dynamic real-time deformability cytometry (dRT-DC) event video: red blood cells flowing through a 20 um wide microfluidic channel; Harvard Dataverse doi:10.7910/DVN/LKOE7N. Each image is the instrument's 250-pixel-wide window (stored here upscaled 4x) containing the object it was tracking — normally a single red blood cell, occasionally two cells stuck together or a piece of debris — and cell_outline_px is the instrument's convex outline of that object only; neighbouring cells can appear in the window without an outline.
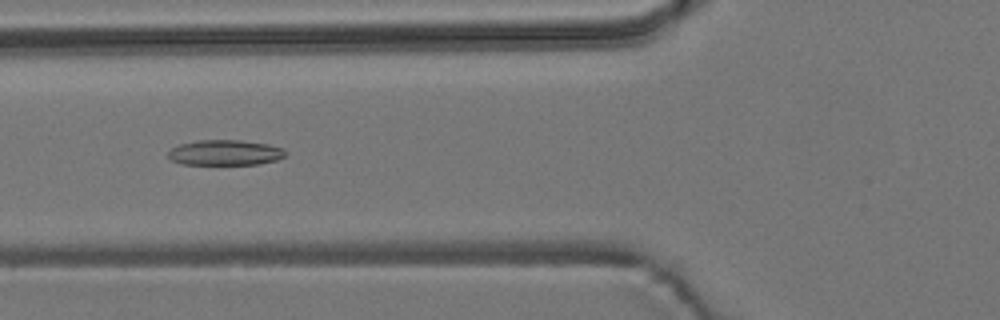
{"species": "common noctule bat (a hibernating species)", "species_latin": "Nyctalus noctula", "temperature_condition": "room temperature", "stored_images_in_passage": 5, "camera_frame_rate_fps": 3000, "um_per_image_px": 0.085, "animal": {"sex": "male", "body_mass_g": 19.2, "forearm_length_mm": 51.8}, "frame": {"image": 1, "passage_image": 5, "time_ms": 4.667, "image_size_px": [1000, 320], "cell_outline_px": [[284, 156], [276, 160], [260, 164], [180, 164], [172, 160], [168, 156], [168, 152], [172, 148], [180, 144], [196, 140], [240, 140], [268, 144], [284, 148]], "centroid_in_image_um": [19.12, 12.97], "position_along_channel_um": 106.7, "area_um2": 17.28}}